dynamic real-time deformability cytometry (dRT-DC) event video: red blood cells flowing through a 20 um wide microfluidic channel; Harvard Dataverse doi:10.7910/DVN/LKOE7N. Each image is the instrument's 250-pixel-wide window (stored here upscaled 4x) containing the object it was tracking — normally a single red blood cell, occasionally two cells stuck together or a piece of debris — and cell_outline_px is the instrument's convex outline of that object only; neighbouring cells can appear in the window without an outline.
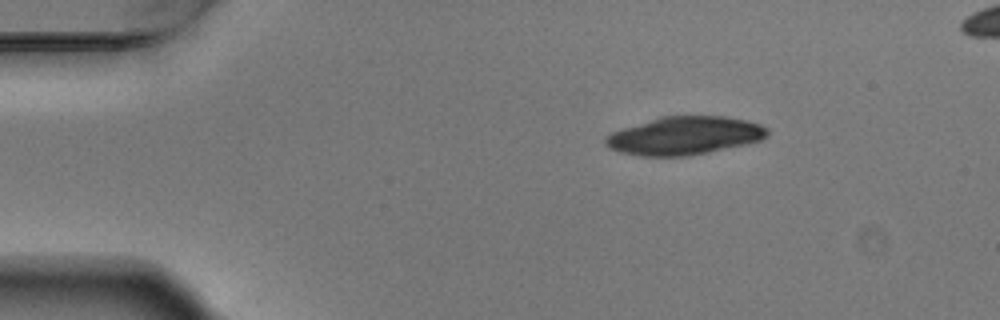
{"species": "Egyptian fruit bat (a non-hibernating species)", "species_latin": "Rousettus aegyptiacus", "temperature_condition": "warm", "stored_images_in_passage": 3, "segment_of_instrument_passage": [1, 2], "camera_frame_rate_fps": 3000, "um_per_image_px": 0.085, "animal": {"sex": "male"}, "frame": {"image": 1, "passage_image": 1, "time_ms": 0.0, "image_size_px": [1000, 320], "cell_outline_px": [[768, 136], [760, 140], [744, 144], [708, 152], [688, 156], [640, 156], [620, 152], [608, 148], [604, 144], [604, 140], [612, 132], [660, 116], [728, 116], [748, 120], [760, 124], [768, 128]], "centroid_in_image_um": [58.19, 11.53], "position_along_channel_um": 26.8, "area_um2": 35.95}}